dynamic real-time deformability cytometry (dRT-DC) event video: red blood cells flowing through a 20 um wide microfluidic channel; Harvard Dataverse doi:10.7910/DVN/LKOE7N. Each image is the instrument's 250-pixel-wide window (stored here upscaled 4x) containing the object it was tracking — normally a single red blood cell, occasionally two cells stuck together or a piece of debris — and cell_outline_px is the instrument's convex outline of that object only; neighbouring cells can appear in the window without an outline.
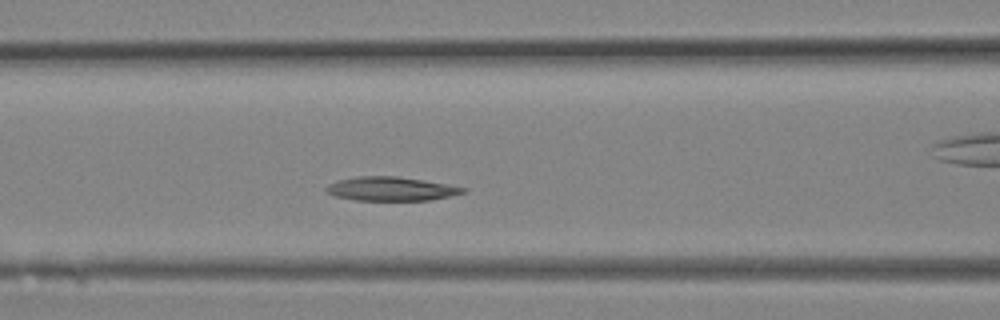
{"species": "Egyptian fruit bat (a non-hibernating species)", "species_latin": "Rousettus aegyptiacus", "temperature_condition": "room temperature", "stored_images_in_passage": 12, "camera_frame_rate_fps": 3000, "um_per_image_px": 0.085, "animal": {"sex": "female"}, "frame": {"image": 1, "passage_image": 9, "time_ms": 2.667, "image_size_px": [1000, 320], "cell_outline_px": [[468, 192], [428, 200], [356, 200], [336, 196], [324, 192], [324, 188], [328, 184], [336, 180], [356, 176], [396, 176], [424, 180], [468, 188]], "centroid_in_image_um": [33.2, 16.04], "position_along_channel_um": 133.4, "area_um2": 19.13}}